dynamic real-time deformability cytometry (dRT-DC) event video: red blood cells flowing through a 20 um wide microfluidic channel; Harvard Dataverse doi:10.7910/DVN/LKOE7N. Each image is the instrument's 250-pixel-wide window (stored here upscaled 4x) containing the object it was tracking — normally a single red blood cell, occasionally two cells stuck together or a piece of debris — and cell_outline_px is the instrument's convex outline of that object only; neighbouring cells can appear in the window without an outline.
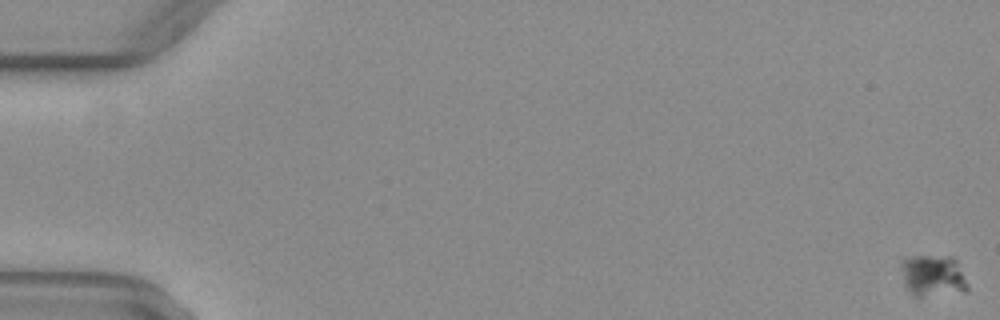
{"species": "common noctule bat (a hibernating species)", "species_latin": "Nyctalus noctula", "temperature_condition": "warm", "stored_images_in_passage": 57, "camera_frame_rate_fps": 3000, "um_per_image_px": 0.085, "animal": {"sex": "female", "body_mass_g": 29.2, "forearm_length_mm": 56.3}, "frame": {"image": 1, "passage_image": 1, "time_ms": 0.0, "image_size_px": [1000, 320], "cell_outline_px": [[968, 288], [964, 292], [920, 296], [912, 296], [904, 284], [900, 268], [900, 260], [904, 256], [952, 256], [956, 260], [968, 284]], "centroid_in_image_um": [79.25, 23.41], "position_along_channel_um": 5.8, "area_um2": 16.42}}
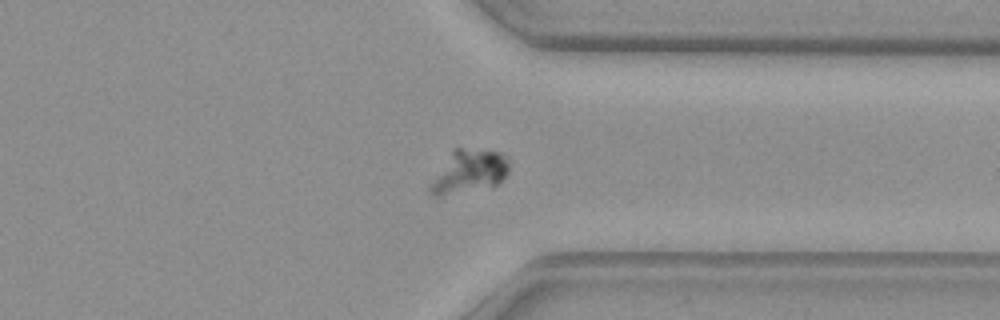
{"frame": {"image": 2, "passage_image": 44, "time_ms": 14.333, "image_size_px": [1000, 320], "cell_outline_px": [[508, 172], [504, 180], [492, 188], [440, 196], [432, 196], [428, 192], [428, 188], [452, 148], [460, 148], [500, 152], [508, 156]], "centroid_in_image_um": [39.89, 14.61], "position_along_channel_um": 371.5, "area_um2": 20.17}}
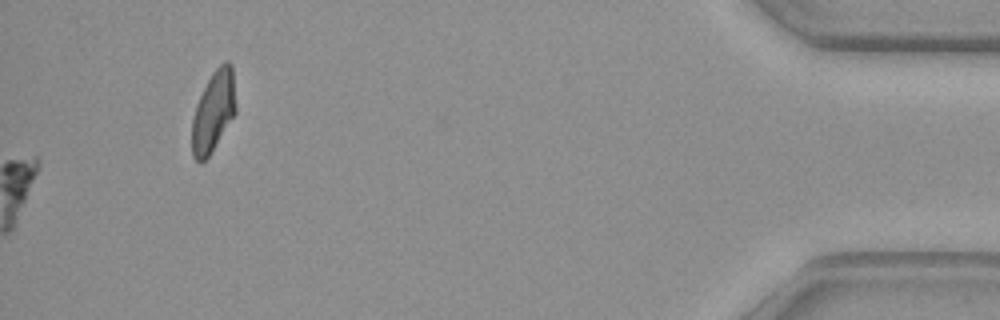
{"frame": {"image": 3, "passage_image": 57, "time_ms": 18.667, "image_size_px": [1000, 320], "cell_outline_px": [[236, 112], [208, 156], [200, 164], [192, 156], [192, 120], [196, 104], [212, 72], [224, 60], [228, 60], [232, 64], [236, 108]], "centroid_in_image_um": [18.14, 9.44], "position_along_channel_um": 417.1, "area_um2": 20.46}}